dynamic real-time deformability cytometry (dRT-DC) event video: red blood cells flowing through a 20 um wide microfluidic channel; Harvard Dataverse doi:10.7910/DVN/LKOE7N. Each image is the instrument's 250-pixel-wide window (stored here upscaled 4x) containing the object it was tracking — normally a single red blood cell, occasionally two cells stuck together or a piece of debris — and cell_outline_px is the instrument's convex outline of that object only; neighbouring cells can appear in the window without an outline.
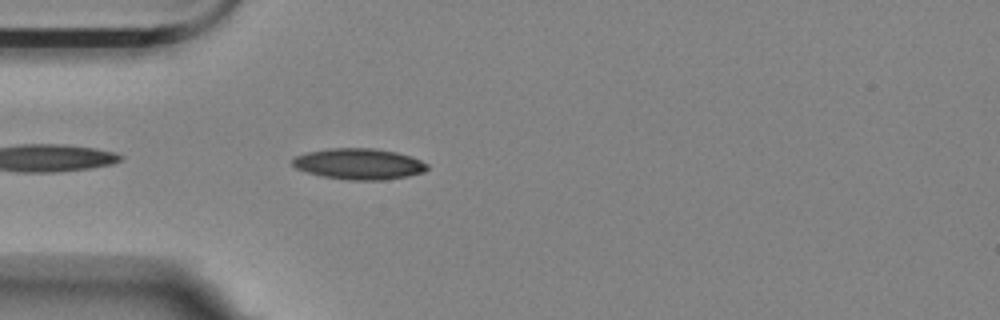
{"species": "Egyptian fruit bat (a non-hibernating species)", "species_latin": "Rousettus aegyptiacus", "temperature_condition": "room temperature", "stored_images_in_passage": 17, "camera_frame_rate_fps": 3000, "um_per_image_px": 0.085, "animal": {"sex": "female"}, "frame": {"image": 1, "passage_image": 3, "time_ms": 0.667, "image_size_px": [1000, 320], "cell_outline_px": [[428, 168], [424, 172], [408, 176], [384, 180], [348, 180], [324, 176], [308, 172], [296, 168], [292, 164], [292, 160], [296, 156], [308, 152], [332, 148], [376, 148], [396, 152], [412, 156], [428, 164]], "centroid_in_image_um": [30.55, 13.93], "position_along_channel_um": 54.4, "area_um2": 24.28}}
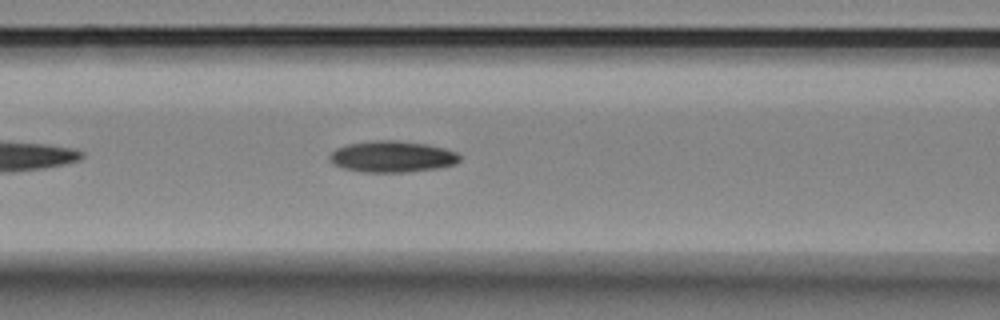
{"frame": {"image": 2, "passage_image": 10, "time_ms": 3.0, "image_size_px": [1000, 320], "cell_outline_px": [[460, 160], [456, 164], [436, 168], [408, 172], [364, 172], [344, 168], [332, 164], [328, 156], [336, 148], [348, 144], [376, 140], [396, 140], [428, 144], [444, 148], [456, 152], [460, 156]], "centroid_in_image_um": [33.33, 13.31], "position_along_channel_um": 133.3, "area_um2": 23.76}}
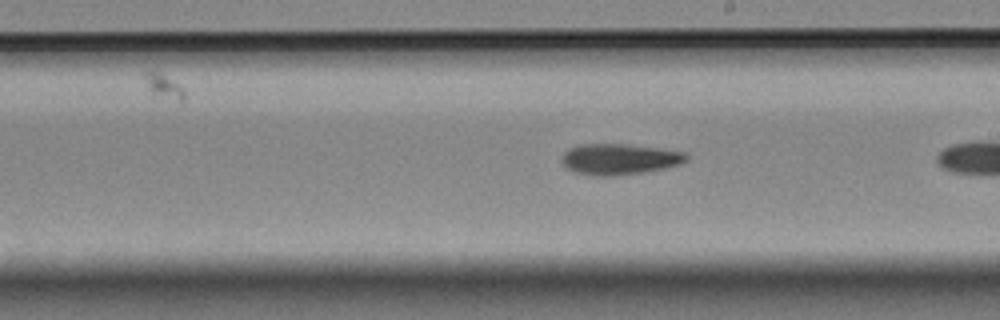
{"frame": {"image": 3, "passage_image": 16, "time_ms": 5.0, "image_size_px": [1000, 320], "cell_outline_px": [[688, 160], [680, 164], [664, 168], [644, 172], [612, 176], [596, 176], [576, 172], [568, 168], [560, 160], [564, 152], [568, 148], [580, 144], [620, 144], [684, 152], [688, 156]], "centroid_in_image_um": [52.61, 13.53], "position_along_channel_um": 236.4, "area_um2": 22.14}}